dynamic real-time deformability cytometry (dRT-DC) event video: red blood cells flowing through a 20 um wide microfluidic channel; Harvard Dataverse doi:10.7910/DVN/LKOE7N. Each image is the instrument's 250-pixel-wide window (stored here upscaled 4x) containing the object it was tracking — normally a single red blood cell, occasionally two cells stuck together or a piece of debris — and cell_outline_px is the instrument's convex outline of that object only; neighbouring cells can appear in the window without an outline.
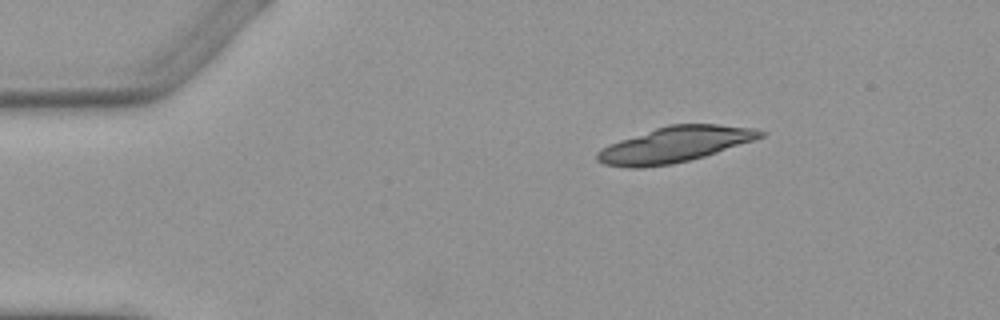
{"species": "Egyptian fruit bat (a non-hibernating species)", "species_latin": "Rousettus aegyptiacus", "temperature_condition": "warm", "stored_images_in_passage": 3, "camera_frame_rate_fps": 3000, "um_per_image_px": 0.085, "animal": {"sex": "female"}, "frame": {"image": 1, "passage_image": 1, "time_ms": 0.0, "image_size_px": [1000, 320], "cell_outline_px": [[768, 132], [764, 136], [704, 156], [672, 164], [644, 168], [628, 168], [604, 164], [596, 160], [596, 152], [608, 144], [668, 124], [716, 124], [756, 128]], "centroid_in_image_um": [57.33, 12.29], "position_along_channel_um": 27.7, "area_um2": 33.7}}